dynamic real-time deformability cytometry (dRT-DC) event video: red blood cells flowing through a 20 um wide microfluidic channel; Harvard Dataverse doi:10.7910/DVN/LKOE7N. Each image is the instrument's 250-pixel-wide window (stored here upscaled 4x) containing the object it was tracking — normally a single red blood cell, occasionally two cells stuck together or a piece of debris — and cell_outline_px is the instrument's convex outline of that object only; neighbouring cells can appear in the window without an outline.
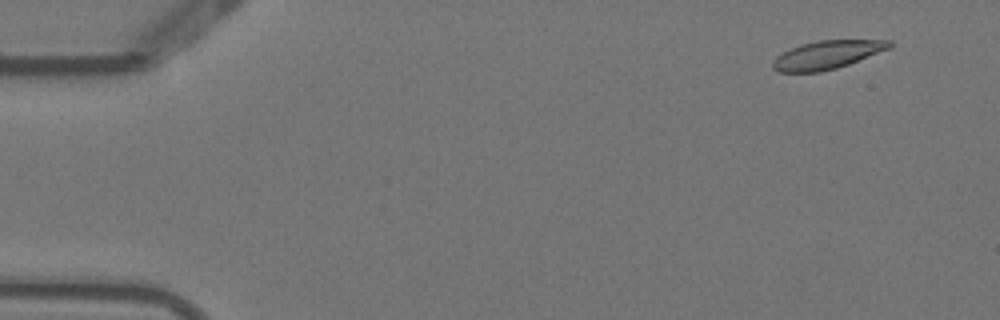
{"species": "Egyptian fruit bat (a non-hibernating species)", "species_latin": "Rousettus aegyptiacus", "temperature_condition": "warm", "stored_images_in_passage": 5, "camera_frame_rate_fps": 3000, "um_per_image_px": 0.085, "animal": {"sex": "female"}, "frame": {"image": 1, "passage_image": 1, "time_ms": 0.0, "image_size_px": [1000, 320], "cell_outline_px": [[892, 48], [848, 64], [836, 68], [820, 72], [776, 72], [772, 68], [772, 60], [776, 56], [800, 44], [816, 40], [892, 40]], "centroid_in_image_um": [70.29, 4.66], "position_along_channel_um": 14.7, "area_um2": 19.36}}